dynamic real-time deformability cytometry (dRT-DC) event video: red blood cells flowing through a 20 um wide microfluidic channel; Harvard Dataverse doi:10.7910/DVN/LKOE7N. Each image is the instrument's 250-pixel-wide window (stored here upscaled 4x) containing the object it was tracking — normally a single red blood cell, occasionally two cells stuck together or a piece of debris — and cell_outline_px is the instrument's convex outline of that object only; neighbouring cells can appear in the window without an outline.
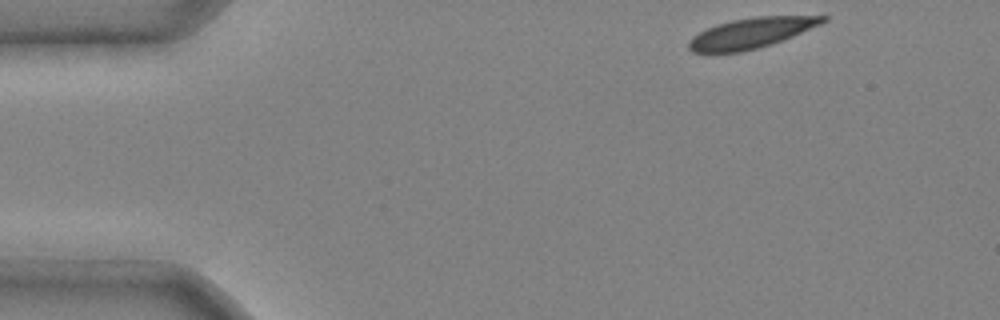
{"species": "common noctule bat (a hibernating species)", "species_latin": "Nyctalus noctula", "temperature_condition": "cold", "stored_images_in_passage": 3, "camera_frame_rate_fps": 3000, "um_per_image_px": 0.085, "animal": {"sex": "male", "body_mass_g": 20.4}, "frame": {"image": 1, "passage_image": 1, "time_ms": 0.0, "image_size_px": [1000, 320], "cell_outline_px": [[828, 20], [820, 24], [792, 36], [772, 44], [740, 52], [692, 52], [688, 48], [688, 44], [692, 36], [716, 24], [732, 20], [756, 16], [828, 16]], "centroid_in_image_um": [63.83, 2.8], "position_along_channel_um": 21.2, "area_um2": 23.35}}
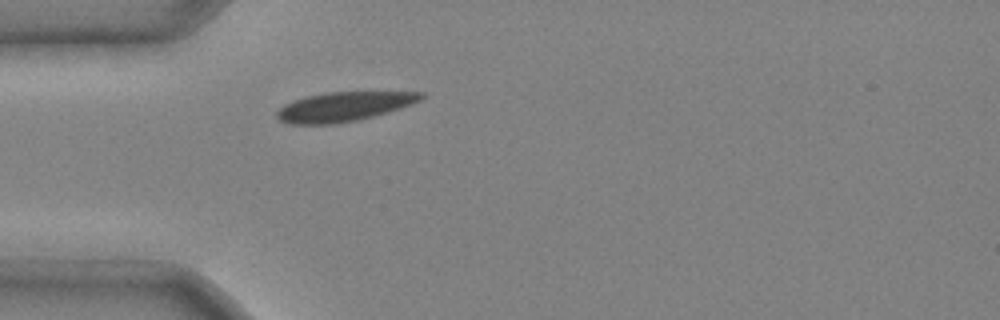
{"frame": {"image": 2, "passage_image": 3, "time_ms": 0.667, "image_size_px": [1000, 320], "cell_outline_px": [[424, 96], [420, 100], [412, 104], [388, 112], [356, 120], [336, 124], [288, 124], [280, 120], [276, 116], [276, 112], [284, 104], [304, 96], [324, 92], [424, 92]], "centroid_in_image_um": [29.19, 9.06], "position_along_channel_um": 55.8, "area_um2": 24.62}}